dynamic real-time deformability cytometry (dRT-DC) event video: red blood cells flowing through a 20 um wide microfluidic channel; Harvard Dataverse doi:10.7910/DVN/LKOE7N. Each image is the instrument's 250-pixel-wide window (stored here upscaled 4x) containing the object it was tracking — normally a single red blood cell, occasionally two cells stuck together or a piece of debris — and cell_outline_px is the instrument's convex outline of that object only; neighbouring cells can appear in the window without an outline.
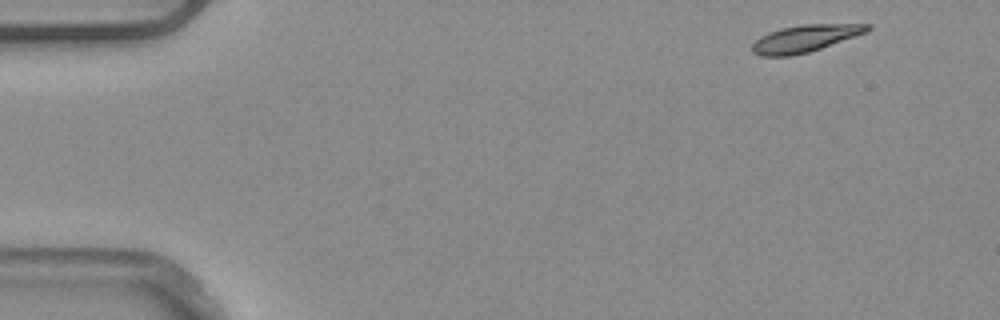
{"species": "common noctule bat (a hibernating species)", "species_latin": "Nyctalus noctula", "temperature_condition": "warm", "stored_images_in_passage": 4, "camera_frame_rate_fps": 3000, "um_per_image_px": 0.085, "animal": {"sex": "male", "body_mass_g": 20.4}, "frame": {"image": 1, "passage_image": 1, "time_ms": 0.0, "image_size_px": [1000, 320], "cell_outline_px": [[872, 28], [868, 32], [808, 52], [792, 56], [760, 56], [752, 52], [752, 44], [760, 36], [768, 32], [780, 28], [800, 24], [872, 24]], "centroid_in_image_um": [68.42, 3.26], "position_along_channel_um": 16.6, "area_um2": 18.26}}
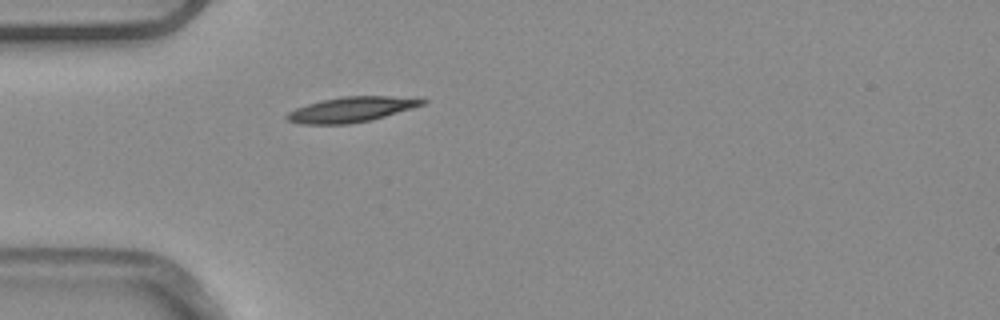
{"frame": {"image": 2, "passage_image": 4, "time_ms": 1.0, "image_size_px": [1000, 320], "cell_outline_px": [[428, 100], [424, 104], [412, 108], [384, 116], [368, 120], [348, 124], [300, 124], [288, 120], [284, 116], [288, 112], [296, 108], [308, 104], [324, 100], [344, 96], [388, 96]], "centroid_in_image_um": [29.81, 9.31], "position_along_channel_um": 55.2, "area_um2": 19.42}}